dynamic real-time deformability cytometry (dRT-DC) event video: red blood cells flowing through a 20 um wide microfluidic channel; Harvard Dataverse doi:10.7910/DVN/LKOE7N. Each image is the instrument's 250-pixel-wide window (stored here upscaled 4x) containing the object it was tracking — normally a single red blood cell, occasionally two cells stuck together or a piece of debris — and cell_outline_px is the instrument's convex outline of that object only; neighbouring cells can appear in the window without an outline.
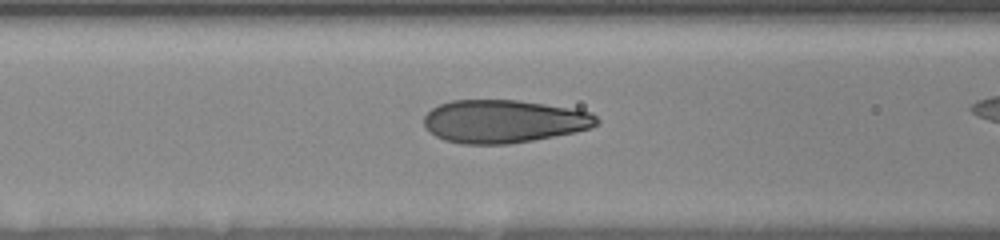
{"species": "human", "species_latin": "Homo sapiens", "temperature_condition": "room temperature", "stored_images_in_passage": 25, "camera_frame_rate_fps": 3000, "um_per_image_px": 0.085, "donor": {"sex": "female"}, "frame": {"image": 1, "passage_image": 11, "time_ms": 8.0, "image_size_px": [1000, 240], "cell_outline_px": [[600, 120], [592, 128], [576, 132], [532, 140], [508, 144], [460, 144], [444, 140], [428, 132], [424, 124], [424, 116], [432, 108], [440, 104], [452, 100], [516, 100], [544, 104], [592, 112]], "centroid_in_image_um": [42.8, 10.32], "position_along_channel_um": 123.8, "area_um2": 43.35}}
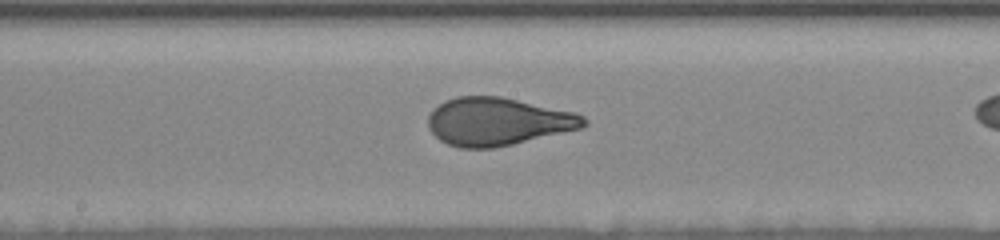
{"frame": {"image": 2, "passage_image": 16, "time_ms": 10.333, "image_size_px": [1000, 240], "cell_outline_px": [[588, 124], [584, 128], [512, 144], [492, 148], [460, 148], [448, 144], [440, 140], [428, 128], [428, 116], [432, 108], [444, 100], [456, 96], [500, 96], [576, 112], [584, 116], [588, 120]], "centroid_in_image_um": [42.32, 10.32], "position_along_channel_um": 205.9, "area_um2": 43.81}}
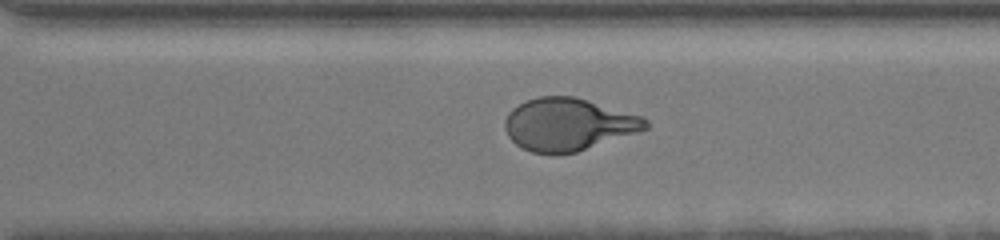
{"frame": {"image": 3, "passage_image": 23, "time_ms": 13.667, "image_size_px": [1000, 240], "cell_outline_px": [[648, 128], [640, 132], [576, 152], [556, 156], [532, 152], [516, 144], [508, 136], [504, 128], [504, 120], [508, 112], [512, 108], [528, 100], [540, 96], [572, 96], [644, 116], [648, 120]], "centroid_in_image_um": [48.31, 10.6], "position_along_channel_um": 322.3, "area_um2": 43.35}}